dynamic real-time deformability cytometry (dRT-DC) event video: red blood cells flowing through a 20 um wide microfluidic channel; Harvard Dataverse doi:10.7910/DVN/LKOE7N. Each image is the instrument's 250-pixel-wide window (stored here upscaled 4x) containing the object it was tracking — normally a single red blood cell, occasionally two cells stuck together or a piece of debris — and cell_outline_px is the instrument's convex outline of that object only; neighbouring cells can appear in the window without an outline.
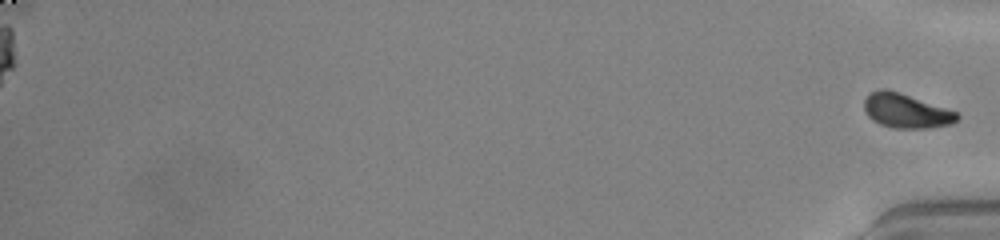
{"species": "common noctule bat (a hibernating species)", "species_latin": "Nyctalus noctula", "temperature_condition": "warm", "stored_images_in_passage": 43, "segment_of_instrument_passage": [2, 2], "camera_frame_rate_fps": 3000, "um_per_image_px": 0.085, "animal": {"sex": "male", "body_mass_g": 20.0, "forearm_length_mm": 53.3}, "frame": {"image": 1, "passage_image": 43, "time_ms": 14.0, "image_size_px": [1000, 240], "cell_outline_px": [[960, 116], [952, 124], [928, 128], [892, 128], [880, 124], [872, 120], [864, 112], [864, 100], [872, 92], [880, 88], [884, 88], [956, 112]], "centroid_in_image_um": [76.97, 9.45], "position_along_channel_um": 358.2, "area_um2": 18.15}}